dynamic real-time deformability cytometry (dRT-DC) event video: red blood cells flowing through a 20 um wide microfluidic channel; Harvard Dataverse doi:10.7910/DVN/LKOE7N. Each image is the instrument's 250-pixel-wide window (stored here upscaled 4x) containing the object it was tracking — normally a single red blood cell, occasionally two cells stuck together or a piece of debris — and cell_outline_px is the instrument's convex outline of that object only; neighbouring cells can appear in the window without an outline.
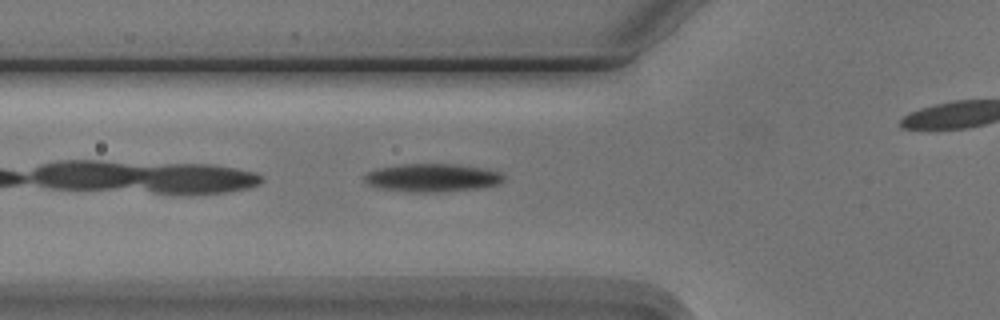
{"species": "Egyptian fruit bat (a non-hibernating species)", "species_latin": "Rousettus aegyptiacus", "temperature_condition": "cold", "stored_images_in_passage": 32, "camera_frame_rate_fps": 3000, "um_per_image_px": 0.085, "animal": {"sex": "male"}, "frame": {"image": 1, "passage_image": 4, "time_ms": 1.0, "image_size_px": [1000, 320], "cell_outline_px": [[504, 180], [500, 184], [476, 188], [440, 192], [408, 192], [376, 188], [368, 184], [364, 180], [364, 176], [368, 172], [376, 168], [400, 164], [456, 164], [488, 168], [500, 172], [504, 176]], "centroid_in_image_um": [36.73, 15.1], "position_along_channel_um": 89.1, "area_um2": 23.12}}
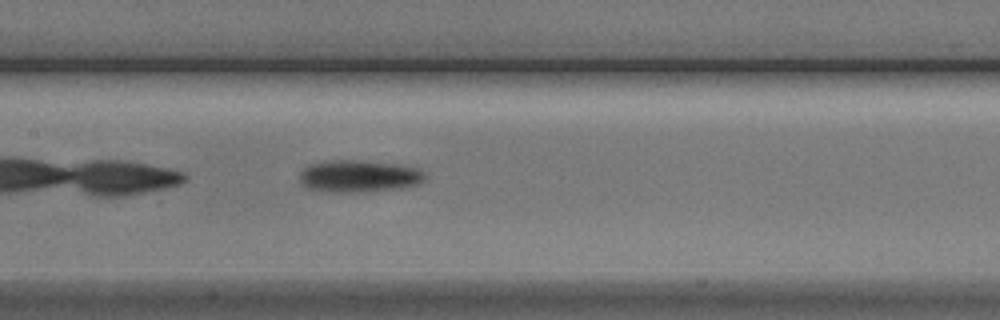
{"frame": {"image": 2, "passage_image": 11, "time_ms": 3.333, "image_size_px": [1000, 320], "cell_outline_px": [[428, 176], [420, 184], [400, 188], [356, 192], [328, 192], [308, 188], [300, 184], [300, 172], [308, 164], [332, 160], [360, 160], [416, 164]], "centroid_in_image_um": [30.61, 14.94], "position_along_channel_um": 176.8, "area_um2": 24.28}}
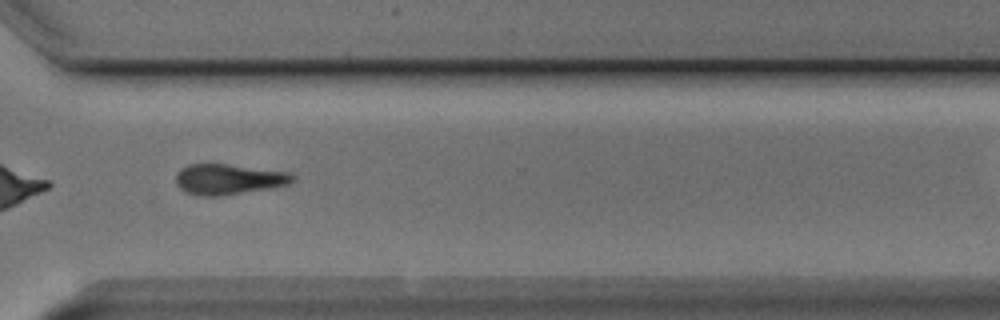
{"frame": {"image": 3, "passage_image": 25, "time_ms": 8.0, "image_size_px": [1000, 320], "cell_outline_px": [[296, 180], [288, 184], [276, 188], [220, 196], [200, 196], [184, 192], [176, 184], [176, 172], [180, 168], [188, 164], [228, 164], [288, 172], [296, 176]], "centroid_in_image_um": [19.44, 15.24], "position_along_channel_um": 351.2, "area_um2": 21.15}, "authors_computed_cell_mechanics": {"area_um2": 22.5131, "velocity_mm_per_s": 3.7382, "shape_relaxation_time_tau1_ms": 1.845, "shape_relaxation_time_tau2_ms": null, "deformation_change_tau1": 0.1203, "deformation_change_tau2": null}}